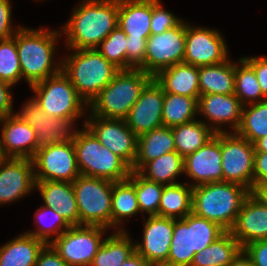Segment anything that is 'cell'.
<instances>
[{
	"label": "cell",
	"mask_w": 267,
	"mask_h": 266,
	"mask_svg": "<svg viewBox=\"0 0 267 266\" xmlns=\"http://www.w3.org/2000/svg\"><path fill=\"white\" fill-rule=\"evenodd\" d=\"M119 0H85L73 9L64 32L66 45L74 49H96L118 26Z\"/></svg>",
	"instance_id": "obj_1"
},
{
	"label": "cell",
	"mask_w": 267,
	"mask_h": 266,
	"mask_svg": "<svg viewBox=\"0 0 267 266\" xmlns=\"http://www.w3.org/2000/svg\"><path fill=\"white\" fill-rule=\"evenodd\" d=\"M60 34L59 30L50 31L43 27L36 30L23 26L16 32L22 79L24 78L29 86L61 71V61L53 63V54L57 48L55 43Z\"/></svg>",
	"instance_id": "obj_2"
},
{
	"label": "cell",
	"mask_w": 267,
	"mask_h": 266,
	"mask_svg": "<svg viewBox=\"0 0 267 266\" xmlns=\"http://www.w3.org/2000/svg\"><path fill=\"white\" fill-rule=\"evenodd\" d=\"M250 193L239 184L224 181L195 186L192 192V213L230 231Z\"/></svg>",
	"instance_id": "obj_3"
},
{
	"label": "cell",
	"mask_w": 267,
	"mask_h": 266,
	"mask_svg": "<svg viewBox=\"0 0 267 266\" xmlns=\"http://www.w3.org/2000/svg\"><path fill=\"white\" fill-rule=\"evenodd\" d=\"M62 59L61 70L88 105L119 71L97 49H74Z\"/></svg>",
	"instance_id": "obj_4"
},
{
	"label": "cell",
	"mask_w": 267,
	"mask_h": 266,
	"mask_svg": "<svg viewBox=\"0 0 267 266\" xmlns=\"http://www.w3.org/2000/svg\"><path fill=\"white\" fill-rule=\"evenodd\" d=\"M153 77L142 69L119 70L90 102L89 112L106 119H126L140 93Z\"/></svg>",
	"instance_id": "obj_5"
},
{
	"label": "cell",
	"mask_w": 267,
	"mask_h": 266,
	"mask_svg": "<svg viewBox=\"0 0 267 266\" xmlns=\"http://www.w3.org/2000/svg\"><path fill=\"white\" fill-rule=\"evenodd\" d=\"M83 127L78 130L74 140L80 174L112 182L128 179L131 168L119 156L101 145L84 124Z\"/></svg>",
	"instance_id": "obj_6"
},
{
	"label": "cell",
	"mask_w": 267,
	"mask_h": 266,
	"mask_svg": "<svg viewBox=\"0 0 267 266\" xmlns=\"http://www.w3.org/2000/svg\"><path fill=\"white\" fill-rule=\"evenodd\" d=\"M30 87L35 93L34 101L49 116L79 119L85 114L86 110L84 109L87 108L88 104L78 94L62 70Z\"/></svg>",
	"instance_id": "obj_7"
},
{
	"label": "cell",
	"mask_w": 267,
	"mask_h": 266,
	"mask_svg": "<svg viewBox=\"0 0 267 266\" xmlns=\"http://www.w3.org/2000/svg\"><path fill=\"white\" fill-rule=\"evenodd\" d=\"M81 226L111 228L112 181L80 175L73 182Z\"/></svg>",
	"instance_id": "obj_8"
},
{
	"label": "cell",
	"mask_w": 267,
	"mask_h": 266,
	"mask_svg": "<svg viewBox=\"0 0 267 266\" xmlns=\"http://www.w3.org/2000/svg\"><path fill=\"white\" fill-rule=\"evenodd\" d=\"M254 154L253 143L236 132H221L223 181L239 184L252 192Z\"/></svg>",
	"instance_id": "obj_9"
},
{
	"label": "cell",
	"mask_w": 267,
	"mask_h": 266,
	"mask_svg": "<svg viewBox=\"0 0 267 266\" xmlns=\"http://www.w3.org/2000/svg\"><path fill=\"white\" fill-rule=\"evenodd\" d=\"M106 230L99 226H71L50 245L69 266H90Z\"/></svg>",
	"instance_id": "obj_10"
},
{
	"label": "cell",
	"mask_w": 267,
	"mask_h": 266,
	"mask_svg": "<svg viewBox=\"0 0 267 266\" xmlns=\"http://www.w3.org/2000/svg\"><path fill=\"white\" fill-rule=\"evenodd\" d=\"M186 43V23L147 39L144 72L155 77L161 70L183 63Z\"/></svg>",
	"instance_id": "obj_11"
},
{
	"label": "cell",
	"mask_w": 267,
	"mask_h": 266,
	"mask_svg": "<svg viewBox=\"0 0 267 266\" xmlns=\"http://www.w3.org/2000/svg\"><path fill=\"white\" fill-rule=\"evenodd\" d=\"M35 181L73 182L80 172L74 142L39 148L32 158Z\"/></svg>",
	"instance_id": "obj_12"
},
{
	"label": "cell",
	"mask_w": 267,
	"mask_h": 266,
	"mask_svg": "<svg viewBox=\"0 0 267 266\" xmlns=\"http://www.w3.org/2000/svg\"><path fill=\"white\" fill-rule=\"evenodd\" d=\"M88 119V120H87ZM84 125L96 136L101 145L119 156L130 168L137 156L138 136L124 119H106L90 112Z\"/></svg>",
	"instance_id": "obj_13"
},
{
	"label": "cell",
	"mask_w": 267,
	"mask_h": 266,
	"mask_svg": "<svg viewBox=\"0 0 267 266\" xmlns=\"http://www.w3.org/2000/svg\"><path fill=\"white\" fill-rule=\"evenodd\" d=\"M16 113L35 131L37 150L51 144H66L75 140L78 129L75 130L73 126L76 119L49 116L32 97Z\"/></svg>",
	"instance_id": "obj_14"
},
{
	"label": "cell",
	"mask_w": 267,
	"mask_h": 266,
	"mask_svg": "<svg viewBox=\"0 0 267 266\" xmlns=\"http://www.w3.org/2000/svg\"><path fill=\"white\" fill-rule=\"evenodd\" d=\"M219 31L193 27L186 22V43L183 63L196 67L214 65L228 60V48Z\"/></svg>",
	"instance_id": "obj_15"
},
{
	"label": "cell",
	"mask_w": 267,
	"mask_h": 266,
	"mask_svg": "<svg viewBox=\"0 0 267 266\" xmlns=\"http://www.w3.org/2000/svg\"><path fill=\"white\" fill-rule=\"evenodd\" d=\"M35 182L32 159L0 157V205L30 194Z\"/></svg>",
	"instance_id": "obj_16"
},
{
	"label": "cell",
	"mask_w": 267,
	"mask_h": 266,
	"mask_svg": "<svg viewBox=\"0 0 267 266\" xmlns=\"http://www.w3.org/2000/svg\"><path fill=\"white\" fill-rule=\"evenodd\" d=\"M163 100L164 90L153 77L143 88L125 119L137 136L163 126Z\"/></svg>",
	"instance_id": "obj_17"
},
{
	"label": "cell",
	"mask_w": 267,
	"mask_h": 266,
	"mask_svg": "<svg viewBox=\"0 0 267 266\" xmlns=\"http://www.w3.org/2000/svg\"><path fill=\"white\" fill-rule=\"evenodd\" d=\"M221 132L184 158V174L193 180L192 187L223 181Z\"/></svg>",
	"instance_id": "obj_18"
},
{
	"label": "cell",
	"mask_w": 267,
	"mask_h": 266,
	"mask_svg": "<svg viewBox=\"0 0 267 266\" xmlns=\"http://www.w3.org/2000/svg\"><path fill=\"white\" fill-rule=\"evenodd\" d=\"M143 228L142 242L135 243L136 252L153 266H164L171 246L174 219L148 216Z\"/></svg>",
	"instance_id": "obj_19"
},
{
	"label": "cell",
	"mask_w": 267,
	"mask_h": 266,
	"mask_svg": "<svg viewBox=\"0 0 267 266\" xmlns=\"http://www.w3.org/2000/svg\"><path fill=\"white\" fill-rule=\"evenodd\" d=\"M0 157L32 159L37 151L33 128L17 113L0 119Z\"/></svg>",
	"instance_id": "obj_20"
},
{
	"label": "cell",
	"mask_w": 267,
	"mask_h": 266,
	"mask_svg": "<svg viewBox=\"0 0 267 266\" xmlns=\"http://www.w3.org/2000/svg\"><path fill=\"white\" fill-rule=\"evenodd\" d=\"M242 108L235 94H207L200 95L198 99V114L206 117L209 123L207 121L205 124L215 133L227 132V128H220L225 124L230 125L235 132L241 122Z\"/></svg>",
	"instance_id": "obj_21"
},
{
	"label": "cell",
	"mask_w": 267,
	"mask_h": 266,
	"mask_svg": "<svg viewBox=\"0 0 267 266\" xmlns=\"http://www.w3.org/2000/svg\"><path fill=\"white\" fill-rule=\"evenodd\" d=\"M230 232L242 249L251 242L267 239V206L252 192L244 200Z\"/></svg>",
	"instance_id": "obj_22"
},
{
	"label": "cell",
	"mask_w": 267,
	"mask_h": 266,
	"mask_svg": "<svg viewBox=\"0 0 267 266\" xmlns=\"http://www.w3.org/2000/svg\"><path fill=\"white\" fill-rule=\"evenodd\" d=\"M35 188L41 194L43 206L53 208L70 226H80L73 183L66 181H36Z\"/></svg>",
	"instance_id": "obj_23"
},
{
	"label": "cell",
	"mask_w": 267,
	"mask_h": 266,
	"mask_svg": "<svg viewBox=\"0 0 267 266\" xmlns=\"http://www.w3.org/2000/svg\"><path fill=\"white\" fill-rule=\"evenodd\" d=\"M152 0H119L118 26L127 37L151 35Z\"/></svg>",
	"instance_id": "obj_24"
},
{
	"label": "cell",
	"mask_w": 267,
	"mask_h": 266,
	"mask_svg": "<svg viewBox=\"0 0 267 266\" xmlns=\"http://www.w3.org/2000/svg\"><path fill=\"white\" fill-rule=\"evenodd\" d=\"M154 79L161 85L164 92L199 98L198 67L179 63L161 70Z\"/></svg>",
	"instance_id": "obj_25"
},
{
	"label": "cell",
	"mask_w": 267,
	"mask_h": 266,
	"mask_svg": "<svg viewBox=\"0 0 267 266\" xmlns=\"http://www.w3.org/2000/svg\"><path fill=\"white\" fill-rule=\"evenodd\" d=\"M174 151L171 127L162 126L145 132L138 136L137 156L131 170L138 172L147 162Z\"/></svg>",
	"instance_id": "obj_26"
},
{
	"label": "cell",
	"mask_w": 267,
	"mask_h": 266,
	"mask_svg": "<svg viewBox=\"0 0 267 266\" xmlns=\"http://www.w3.org/2000/svg\"><path fill=\"white\" fill-rule=\"evenodd\" d=\"M141 213L135 192V171L131 170L129 178L113 183L111 202V228L125 231L123 220ZM118 227V228H117Z\"/></svg>",
	"instance_id": "obj_27"
},
{
	"label": "cell",
	"mask_w": 267,
	"mask_h": 266,
	"mask_svg": "<svg viewBox=\"0 0 267 266\" xmlns=\"http://www.w3.org/2000/svg\"><path fill=\"white\" fill-rule=\"evenodd\" d=\"M46 245L42 240L22 233L0 247V266H35Z\"/></svg>",
	"instance_id": "obj_28"
},
{
	"label": "cell",
	"mask_w": 267,
	"mask_h": 266,
	"mask_svg": "<svg viewBox=\"0 0 267 266\" xmlns=\"http://www.w3.org/2000/svg\"><path fill=\"white\" fill-rule=\"evenodd\" d=\"M200 95L234 94V62H225L198 67Z\"/></svg>",
	"instance_id": "obj_29"
},
{
	"label": "cell",
	"mask_w": 267,
	"mask_h": 266,
	"mask_svg": "<svg viewBox=\"0 0 267 266\" xmlns=\"http://www.w3.org/2000/svg\"><path fill=\"white\" fill-rule=\"evenodd\" d=\"M242 250L232 233L225 231L208 247L195 253L191 266H228Z\"/></svg>",
	"instance_id": "obj_30"
},
{
	"label": "cell",
	"mask_w": 267,
	"mask_h": 266,
	"mask_svg": "<svg viewBox=\"0 0 267 266\" xmlns=\"http://www.w3.org/2000/svg\"><path fill=\"white\" fill-rule=\"evenodd\" d=\"M105 237L90 266H120L135 250V242L125 231H116Z\"/></svg>",
	"instance_id": "obj_31"
},
{
	"label": "cell",
	"mask_w": 267,
	"mask_h": 266,
	"mask_svg": "<svg viewBox=\"0 0 267 266\" xmlns=\"http://www.w3.org/2000/svg\"><path fill=\"white\" fill-rule=\"evenodd\" d=\"M195 250L192 239V213L174 219V230L167 263L164 266H191Z\"/></svg>",
	"instance_id": "obj_32"
},
{
	"label": "cell",
	"mask_w": 267,
	"mask_h": 266,
	"mask_svg": "<svg viewBox=\"0 0 267 266\" xmlns=\"http://www.w3.org/2000/svg\"><path fill=\"white\" fill-rule=\"evenodd\" d=\"M193 187L187 183L164 185L156 216L183 219L192 213Z\"/></svg>",
	"instance_id": "obj_33"
},
{
	"label": "cell",
	"mask_w": 267,
	"mask_h": 266,
	"mask_svg": "<svg viewBox=\"0 0 267 266\" xmlns=\"http://www.w3.org/2000/svg\"><path fill=\"white\" fill-rule=\"evenodd\" d=\"M205 122L194 120L172 127L176 152L183 158L201 148L215 136L213 129Z\"/></svg>",
	"instance_id": "obj_34"
},
{
	"label": "cell",
	"mask_w": 267,
	"mask_h": 266,
	"mask_svg": "<svg viewBox=\"0 0 267 266\" xmlns=\"http://www.w3.org/2000/svg\"><path fill=\"white\" fill-rule=\"evenodd\" d=\"M138 173L149 181L163 185L176 184L175 179L184 173V158L176 151L166 153L147 162Z\"/></svg>",
	"instance_id": "obj_35"
},
{
	"label": "cell",
	"mask_w": 267,
	"mask_h": 266,
	"mask_svg": "<svg viewBox=\"0 0 267 266\" xmlns=\"http://www.w3.org/2000/svg\"><path fill=\"white\" fill-rule=\"evenodd\" d=\"M198 99L199 98L164 92L162 108L163 126L172 128L196 120Z\"/></svg>",
	"instance_id": "obj_36"
},
{
	"label": "cell",
	"mask_w": 267,
	"mask_h": 266,
	"mask_svg": "<svg viewBox=\"0 0 267 266\" xmlns=\"http://www.w3.org/2000/svg\"><path fill=\"white\" fill-rule=\"evenodd\" d=\"M234 75V94L243 106L266 100L254 69L243 58H240L237 63H234Z\"/></svg>",
	"instance_id": "obj_37"
},
{
	"label": "cell",
	"mask_w": 267,
	"mask_h": 266,
	"mask_svg": "<svg viewBox=\"0 0 267 266\" xmlns=\"http://www.w3.org/2000/svg\"><path fill=\"white\" fill-rule=\"evenodd\" d=\"M235 132L250 143L267 135V99L243 106L241 122Z\"/></svg>",
	"instance_id": "obj_38"
},
{
	"label": "cell",
	"mask_w": 267,
	"mask_h": 266,
	"mask_svg": "<svg viewBox=\"0 0 267 266\" xmlns=\"http://www.w3.org/2000/svg\"><path fill=\"white\" fill-rule=\"evenodd\" d=\"M48 213L51 214V216H52L51 218H53L52 222L55 221L53 224L49 223L48 224L49 226L42 223L45 221L46 218H48L47 217L49 215ZM48 219H46V220H48ZM34 224L35 225L37 224L36 225L37 230L35 229V231H29V232L27 231L24 233L31 235V236H34L37 239L42 240L46 244H50L54 239H57L65 230H68L71 227L66 222V220L55 211V209L49 208V207H46L43 205L40 208H38V211H36V213H35V223ZM52 235H55V238H53ZM51 238H53V239H51Z\"/></svg>",
	"instance_id": "obj_39"
},
{
	"label": "cell",
	"mask_w": 267,
	"mask_h": 266,
	"mask_svg": "<svg viewBox=\"0 0 267 266\" xmlns=\"http://www.w3.org/2000/svg\"><path fill=\"white\" fill-rule=\"evenodd\" d=\"M0 80L12 86L22 80L16 34L8 39L0 40Z\"/></svg>",
	"instance_id": "obj_40"
},
{
	"label": "cell",
	"mask_w": 267,
	"mask_h": 266,
	"mask_svg": "<svg viewBox=\"0 0 267 266\" xmlns=\"http://www.w3.org/2000/svg\"><path fill=\"white\" fill-rule=\"evenodd\" d=\"M127 35L117 26L96 49L119 70H127Z\"/></svg>",
	"instance_id": "obj_41"
},
{
	"label": "cell",
	"mask_w": 267,
	"mask_h": 266,
	"mask_svg": "<svg viewBox=\"0 0 267 266\" xmlns=\"http://www.w3.org/2000/svg\"><path fill=\"white\" fill-rule=\"evenodd\" d=\"M163 188V184L149 181L135 171V192L141 213L158 214Z\"/></svg>",
	"instance_id": "obj_42"
},
{
	"label": "cell",
	"mask_w": 267,
	"mask_h": 266,
	"mask_svg": "<svg viewBox=\"0 0 267 266\" xmlns=\"http://www.w3.org/2000/svg\"><path fill=\"white\" fill-rule=\"evenodd\" d=\"M224 232L225 230L217 223L192 213V239L193 249L196 253L208 247Z\"/></svg>",
	"instance_id": "obj_43"
},
{
	"label": "cell",
	"mask_w": 267,
	"mask_h": 266,
	"mask_svg": "<svg viewBox=\"0 0 267 266\" xmlns=\"http://www.w3.org/2000/svg\"><path fill=\"white\" fill-rule=\"evenodd\" d=\"M182 21L175 14L164 9L160 0H152L151 34H160L173 29Z\"/></svg>",
	"instance_id": "obj_44"
},
{
	"label": "cell",
	"mask_w": 267,
	"mask_h": 266,
	"mask_svg": "<svg viewBox=\"0 0 267 266\" xmlns=\"http://www.w3.org/2000/svg\"><path fill=\"white\" fill-rule=\"evenodd\" d=\"M148 38L127 37V70L142 69L144 71V58Z\"/></svg>",
	"instance_id": "obj_45"
},
{
	"label": "cell",
	"mask_w": 267,
	"mask_h": 266,
	"mask_svg": "<svg viewBox=\"0 0 267 266\" xmlns=\"http://www.w3.org/2000/svg\"><path fill=\"white\" fill-rule=\"evenodd\" d=\"M11 9L12 7L9 0H0V40L14 36L20 28H13Z\"/></svg>",
	"instance_id": "obj_46"
},
{
	"label": "cell",
	"mask_w": 267,
	"mask_h": 266,
	"mask_svg": "<svg viewBox=\"0 0 267 266\" xmlns=\"http://www.w3.org/2000/svg\"><path fill=\"white\" fill-rule=\"evenodd\" d=\"M243 251L254 266H267V239L251 242L243 248Z\"/></svg>",
	"instance_id": "obj_47"
},
{
	"label": "cell",
	"mask_w": 267,
	"mask_h": 266,
	"mask_svg": "<svg viewBox=\"0 0 267 266\" xmlns=\"http://www.w3.org/2000/svg\"><path fill=\"white\" fill-rule=\"evenodd\" d=\"M243 59L254 69L263 96L267 99V56L243 57Z\"/></svg>",
	"instance_id": "obj_48"
},
{
	"label": "cell",
	"mask_w": 267,
	"mask_h": 266,
	"mask_svg": "<svg viewBox=\"0 0 267 266\" xmlns=\"http://www.w3.org/2000/svg\"><path fill=\"white\" fill-rule=\"evenodd\" d=\"M267 183V152H255L253 163V190L257 185Z\"/></svg>",
	"instance_id": "obj_49"
},
{
	"label": "cell",
	"mask_w": 267,
	"mask_h": 266,
	"mask_svg": "<svg viewBox=\"0 0 267 266\" xmlns=\"http://www.w3.org/2000/svg\"><path fill=\"white\" fill-rule=\"evenodd\" d=\"M35 266H69L55 251V249L47 244L40 252Z\"/></svg>",
	"instance_id": "obj_50"
},
{
	"label": "cell",
	"mask_w": 267,
	"mask_h": 266,
	"mask_svg": "<svg viewBox=\"0 0 267 266\" xmlns=\"http://www.w3.org/2000/svg\"><path fill=\"white\" fill-rule=\"evenodd\" d=\"M12 85L0 80V119L14 114L13 111V96L11 93Z\"/></svg>",
	"instance_id": "obj_51"
},
{
	"label": "cell",
	"mask_w": 267,
	"mask_h": 266,
	"mask_svg": "<svg viewBox=\"0 0 267 266\" xmlns=\"http://www.w3.org/2000/svg\"><path fill=\"white\" fill-rule=\"evenodd\" d=\"M120 266H153L148 261H146L137 252L131 255L126 261H124Z\"/></svg>",
	"instance_id": "obj_52"
},
{
	"label": "cell",
	"mask_w": 267,
	"mask_h": 266,
	"mask_svg": "<svg viewBox=\"0 0 267 266\" xmlns=\"http://www.w3.org/2000/svg\"><path fill=\"white\" fill-rule=\"evenodd\" d=\"M228 266H254L251 259L242 250Z\"/></svg>",
	"instance_id": "obj_53"
},
{
	"label": "cell",
	"mask_w": 267,
	"mask_h": 266,
	"mask_svg": "<svg viewBox=\"0 0 267 266\" xmlns=\"http://www.w3.org/2000/svg\"><path fill=\"white\" fill-rule=\"evenodd\" d=\"M252 193L267 206V183L257 185Z\"/></svg>",
	"instance_id": "obj_54"
},
{
	"label": "cell",
	"mask_w": 267,
	"mask_h": 266,
	"mask_svg": "<svg viewBox=\"0 0 267 266\" xmlns=\"http://www.w3.org/2000/svg\"><path fill=\"white\" fill-rule=\"evenodd\" d=\"M253 144L255 152H267V135L259 138Z\"/></svg>",
	"instance_id": "obj_55"
}]
</instances>
